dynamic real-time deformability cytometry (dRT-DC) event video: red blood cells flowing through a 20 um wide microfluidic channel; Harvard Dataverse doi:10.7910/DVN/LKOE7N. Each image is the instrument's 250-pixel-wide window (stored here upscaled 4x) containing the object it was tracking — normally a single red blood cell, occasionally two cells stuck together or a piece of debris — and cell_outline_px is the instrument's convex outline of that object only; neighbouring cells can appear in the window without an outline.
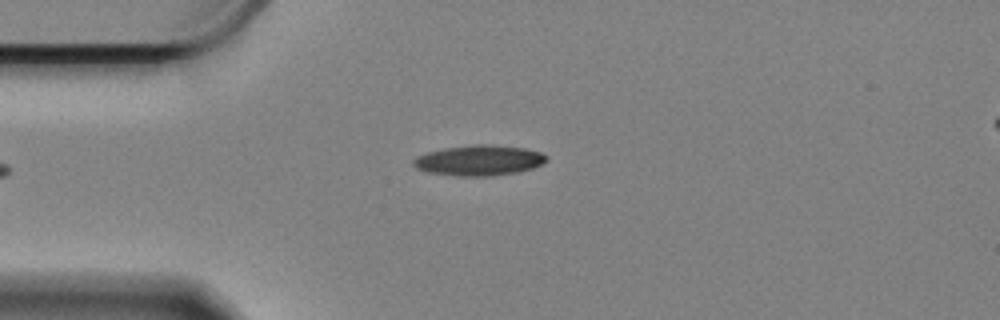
{"species": "Egyptian fruit bat (a non-hibernating species)", "species_latin": "Rousettus aegyptiacus", "temperature_condition": "cold", "stored_images_in_passage": 38, "camera_frame_rate_fps": 3000, "um_per_image_px": 0.085, "animal": {"sex": "female"}, "frame": {"image": 1, "passage_image": 1, "time_ms": 0.0, "image_size_px": [1000, 320], "cell_outline_px": [[548, 160], [532, 168], [516, 172], [484, 176], [464, 176], [432, 172], [416, 168], [412, 164], [412, 160], [416, 156], [428, 152], [444, 148], [476, 144], [492, 144], [524, 148], [540, 152], [548, 156]], "centroid_in_image_um": [40.73, 13.61], "position_along_channel_um": 44.3, "area_um2": 23.29}}
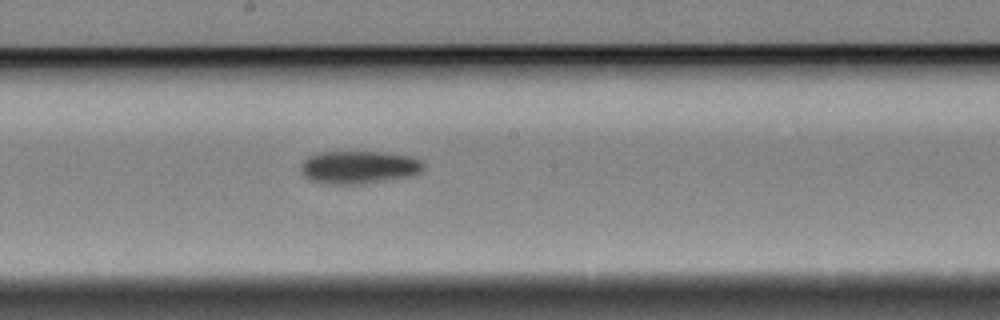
{"frame": {"image": 2, "passage_image": 18, "time_ms": 5.667, "image_size_px": [1000, 320], "cell_outline_px": [[424, 168], [420, 172], [404, 176], [364, 184], [324, 184], [308, 180], [304, 176], [300, 168], [300, 164], [308, 156], [316, 152], [384, 152], [408, 156], [420, 160], [424, 164]], "centroid_in_image_um": [30.41, 14.21], "position_along_channel_um": 217.8, "area_um2": 23.47}}
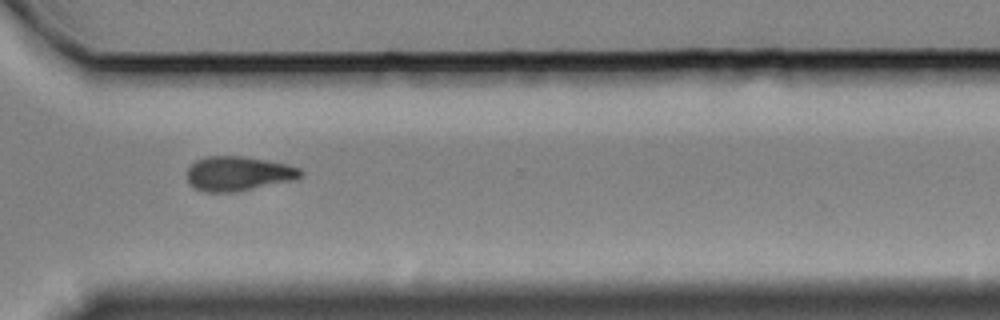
{"frame": {"image": 3, "passage_image": 30, "time_ms": 9.667, "image_size_px": [1000, 320], "cell_outline_px": [[304, 172], [300, 176], [292, 180], [232, 192], [204, 192], [188, 184], [188, 168], [196, 160], [208, 156], [240, 156], [288, 164], [300, 168]], "centroid_in_image_um": [20.23, 14.75], "position_along_channel_um": 350.4, "area_um2": 22.48}, "authors_computed_cell_mechanics": {"area_um2": 23.1489, "velocity_mm_per_s": 3.3174, "shape_relaxation_time_tau1_ms": 6.1512, "shape_relaxation_time_tau2_ms": null, "deformation_change_tau1": 0.1448, "deformation_change_tau2": null}}